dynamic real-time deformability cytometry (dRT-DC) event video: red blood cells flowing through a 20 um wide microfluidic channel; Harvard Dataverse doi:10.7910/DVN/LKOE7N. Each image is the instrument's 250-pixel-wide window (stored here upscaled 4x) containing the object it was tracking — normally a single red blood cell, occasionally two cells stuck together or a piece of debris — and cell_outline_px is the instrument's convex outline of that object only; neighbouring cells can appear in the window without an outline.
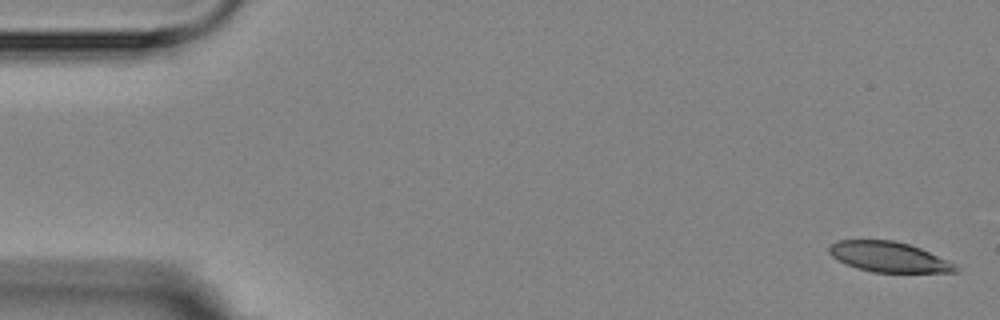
{"species": "Egyptian fruit bat (a non-hibernating species)", "species_latin": "Rousettus aegyptiacus", "temperature_condition": "room temperature", "stored_images_in_passage": 5, "camera_frame_rate_fps": 3000, "um_per_image_px": 0.085, "animal": {"sex": "female"}, "frame": {"image": 1, "passage_image": 1, "time_ms": 0.0, "image_size_px": [1000, 320], "cell_outline_px": [[960, 268], [956, 272], [872, 272], [856, 268], [832, 256], [828, 252], [828, 244], [836, 240], [892, 240], [908, 244], [920, 248], [948, 260], [956, 264]], "centroid_in_image_um": [75.54, 21.83], "position_along_channel_um": 9.5, "area_um2": 22.25}}
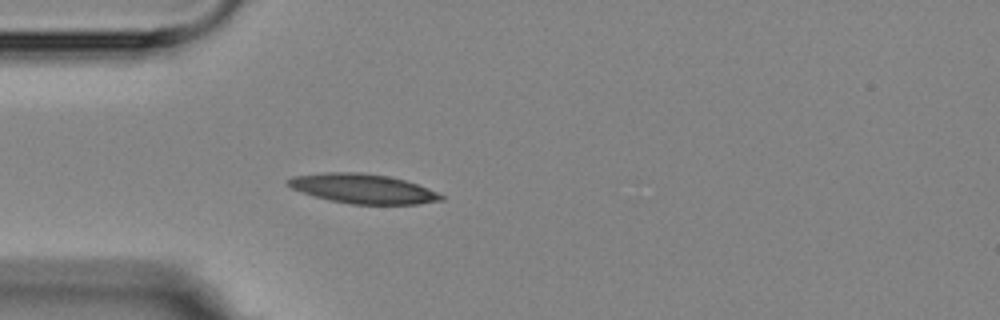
{"frame": {"image": 2, "passage_image": 5, "time_ms": 4.667, "image_size_px": [1000, 320], "cell_outline_px": [[444, 200], [420, 204], [352, 204], [332, 200], [316, 196], [292, 188], [288, 184], [288, 180], [292, 176], [324, 172], [360, 172], [388, 176], [404, 180], [428, 188], [444, 196]], "centroid_in_image_um": [30.88, 16.03], "position_along_channel_um": 54.1, "area_um2": 26.01}}